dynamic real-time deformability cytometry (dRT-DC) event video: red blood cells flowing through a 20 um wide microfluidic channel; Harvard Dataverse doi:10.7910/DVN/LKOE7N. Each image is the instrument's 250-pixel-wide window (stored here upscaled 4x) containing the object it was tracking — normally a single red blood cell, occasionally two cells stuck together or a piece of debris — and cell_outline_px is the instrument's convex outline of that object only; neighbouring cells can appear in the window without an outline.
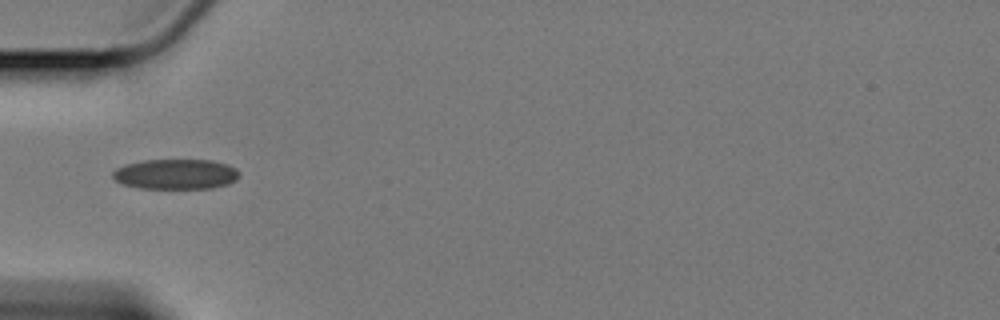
{"species": "Egyptian fruit bat (a non-hibernating species)", "species_latin": "Rousettus aegyptiacus", "temperature_condition": "cold", "stored_images_in_passage": 14, "camera_frame_rate_fps": 3000, "um_per_image_px": 0.085, "animal": {"sex": "female"}, "frame": {"image": 1, "passage_image": 1, "time_ms": 0.0, "image_size_px": [1000, 320], "cell_outline_px": [[240, 176], [236, 180], [228, 184], [212, 188], [140, 188], [124, 184], [116, 180], [112, 176], [112, 172], [116, 168], [124, 164], [144, 160], [212, 160], [228, 164], [236, 168], [240, 172]], "centroid_in_image_um": [14.97, 14.79], "position_along_channel_um": 70.0, "area_um2": 22.37}}
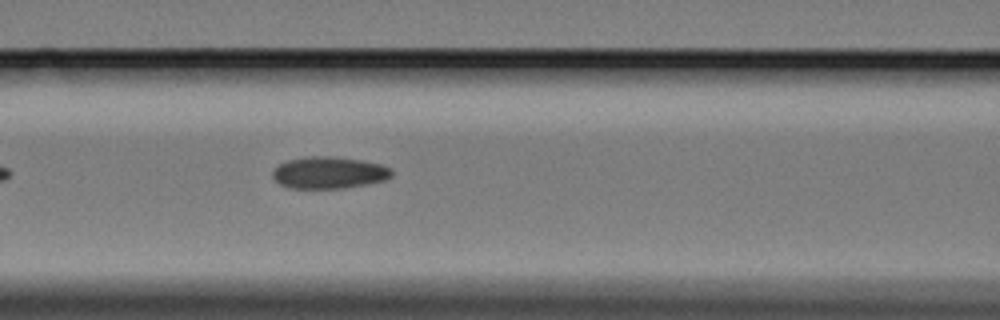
{"frame": {"image": 2, "passage_image": 7, "time_ms": 2.0, "image_size_px": [1000, 320], "cell_outline_px": [[392, 176], [384, 180], [368, 184], [344, 188], [292, 188], [280, 184], [272, 176], [272, 172], [280, 164], [288, 160], [304, 156], [332, 156], [364, 160], [380, 164], [392, 168]], "centroid_in_image_um": [27.99, 14.66], "position_along_channel_um": 138.6, "area_um2": 22.2}}